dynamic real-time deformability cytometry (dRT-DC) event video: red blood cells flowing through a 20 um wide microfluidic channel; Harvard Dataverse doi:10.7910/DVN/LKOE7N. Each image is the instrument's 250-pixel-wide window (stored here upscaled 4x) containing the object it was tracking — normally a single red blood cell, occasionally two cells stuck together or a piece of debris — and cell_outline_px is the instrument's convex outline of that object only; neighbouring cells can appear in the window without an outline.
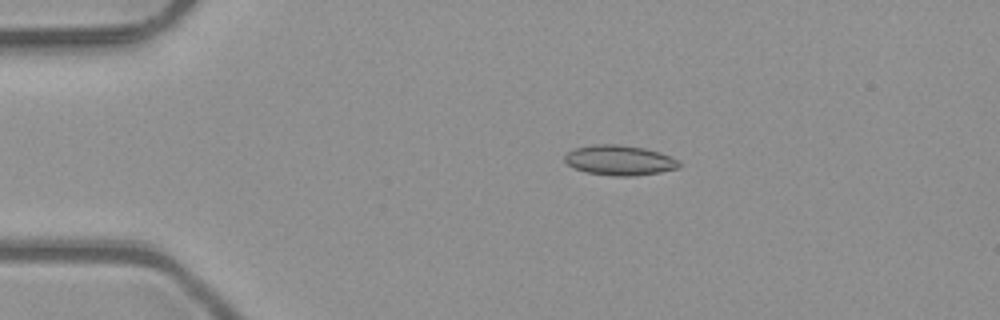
{"species": "common noctule bat (a hibernating species)", "species_latin": "Nyctalus noctula", "temperature_condition": "room temperature", "stored_images_in_passage": 3, "camera_frame_rate_fps": 3000, "um_per_image_px": 0.085, "animal": {"sex": "male", "body_mass_g": 23.1, "forearm_length_mm": 52.7}, "frame": {"image": 1, "passage_image": 2, "time_ms": 0.333, "image_size_px": [1000, 320], "cell_outline_px": [[680, 168], [660, 172], [632, 176], [616, 176], [588, 172], [576, 168], [568, 164], [564, 160], [564, 156], [572, 148], [592, 144], [616, 144], [644, 148], [660, 152], [676, 160], [680, 164]], "centroid_in_image_um": [52.64, 13.61], "position_along_channel_um": 32.4, "area_um2": 19.88}}